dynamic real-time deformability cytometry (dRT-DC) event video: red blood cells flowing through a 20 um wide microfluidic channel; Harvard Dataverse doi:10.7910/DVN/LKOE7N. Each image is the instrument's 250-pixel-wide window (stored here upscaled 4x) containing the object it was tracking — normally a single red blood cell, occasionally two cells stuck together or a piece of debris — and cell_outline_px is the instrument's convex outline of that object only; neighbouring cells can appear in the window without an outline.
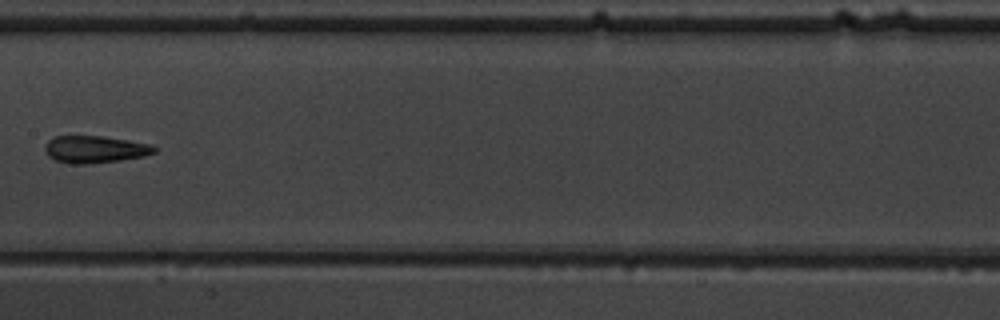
{"species": "common noctule bat (a hibernating species)", "species_latin": "Nyctalus noctula", "temperature_condition": "warm", "stored_images_in_passage": 4, "camera_frame_rate_fps": 3000, "um_per_image_px": 0.085, "animal": {"sex": "male", "body_mass_g": 19.5, "forearm_length_mm": 54.6}, "frame": {"image": 1, "passage_image": 4, "time_ms": 4.333, "image_size_px": [1000, 320], "cell_outline_px": [[160, 148], [156, 152], [144, 156], [120, 160], [88, 164], [68, 164], [56, 160], [48, 156], [44, 148], [44, 144], [52, 136], [104, 136], [152, 144]], "centroid_in_image_um": [8.08, 12.69], "position_along_channel_um": 199.3, "area_um2": 17.63}}